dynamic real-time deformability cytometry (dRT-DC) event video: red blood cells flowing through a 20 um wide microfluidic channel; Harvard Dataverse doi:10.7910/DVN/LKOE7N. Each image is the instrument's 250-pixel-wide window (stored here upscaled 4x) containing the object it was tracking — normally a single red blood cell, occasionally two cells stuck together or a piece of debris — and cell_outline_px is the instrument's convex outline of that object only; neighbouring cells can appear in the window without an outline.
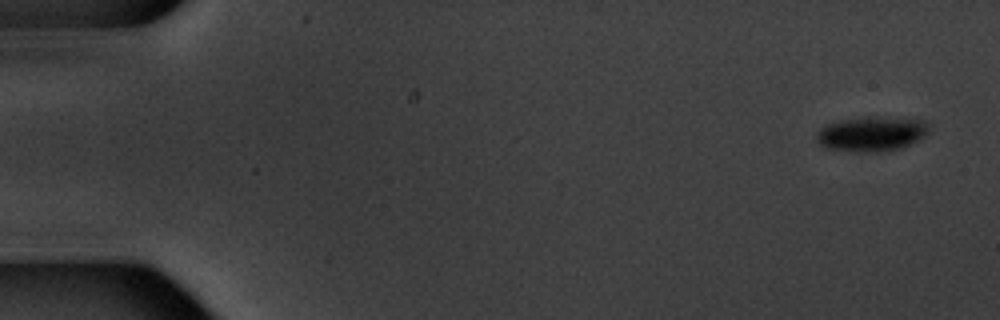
{"species": "common noctule bat (a hibernating species)", "species_latin": "Nyctalus noctula", "temperature_condition": "warm", "stored_images_in_passage": 6, "camera_frame_rate_fps": 3000, "um_per_image_px": 0.085, "animal": {"sex": "male", "body_mass_g": 20.1, "forearm_length_mm": 53.5}, "frame": {"image": 1, "passage_image": 1, "time_ms": 0.0, "image_size_px": [1000, 320], "cell_outline_px": [[928, 132], [924, 136], [900, 148], [888, 152], [860, 152], [828, 148], [820, 144], [816, 140], [816, 132], [820, 128], [828, 124], [840, 120], [864, 116], [868, 116], [924, 120], [928, 124]], "centroid_in_image_um": [74.06, 11.37], "position_along_channel_um": 10.9, "area_um2": 22.77}}
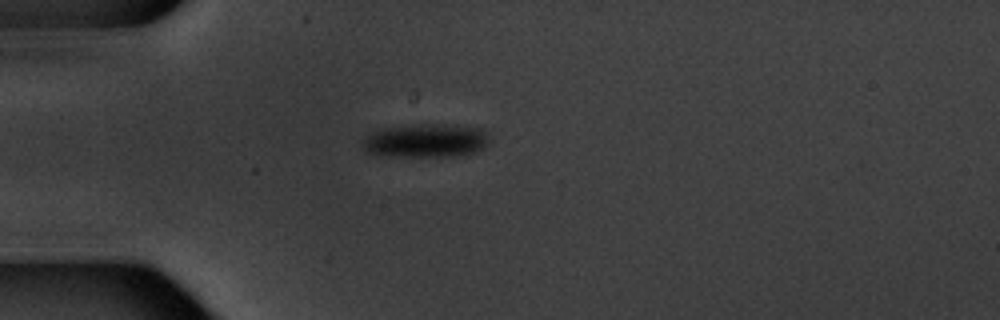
{"frame": {"image": 2, "passage_image": 5, "time_ms": 4.667, "image_size_px": [1000, 320], "cell_outline_px": [[488, 144], [476, 152], [452, 156], [380, 156], [368, 152], [360, 144], [360, 140], [364, 136], [388, 128], [432, 124], [484, 128], [488, 136]], "centroid_in_image_um": [36.19, 11.98], "position_along_channel_um": 48.8, "area_um2": 24.51}}